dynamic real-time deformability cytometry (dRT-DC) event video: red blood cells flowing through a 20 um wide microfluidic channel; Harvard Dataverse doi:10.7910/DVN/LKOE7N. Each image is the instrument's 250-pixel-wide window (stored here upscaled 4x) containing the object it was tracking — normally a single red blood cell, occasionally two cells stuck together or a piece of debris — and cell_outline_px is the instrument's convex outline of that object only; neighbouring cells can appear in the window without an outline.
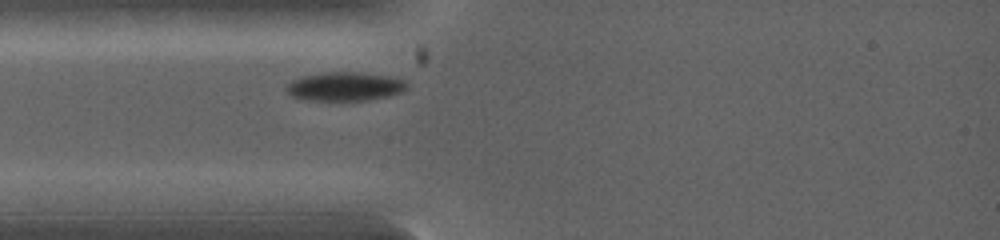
{"species": "common noctule bat (a hibernating species)", "species_latin": "Nyctalus noctula", "temperature_condition": "warm", "stored_images_in_passage": 3, "camera_frame_rate_fps": 5000, "um_per_image_px": 0.085, "animal": {"sex": "female", "body_mass_g": 19.0, "forearm_length_mm": 53.3}, "frame": {"image": 1, "passage_image": 2, "time_ms": 0.6, "image_size_px": [1000, 240], "cell_outline_px": [[408, 88], [400, 92], [388, 96], [368, 100], [312, 100], [292, 96], [284, 88], [292, 80], [300, 76], [328, 72], [360, 72], [388, 76], [408, 80]], "centroid_in_image_um": [29.35, 7.34], "position_along_channel_um": 55.7, "area_um2": 20.23}}